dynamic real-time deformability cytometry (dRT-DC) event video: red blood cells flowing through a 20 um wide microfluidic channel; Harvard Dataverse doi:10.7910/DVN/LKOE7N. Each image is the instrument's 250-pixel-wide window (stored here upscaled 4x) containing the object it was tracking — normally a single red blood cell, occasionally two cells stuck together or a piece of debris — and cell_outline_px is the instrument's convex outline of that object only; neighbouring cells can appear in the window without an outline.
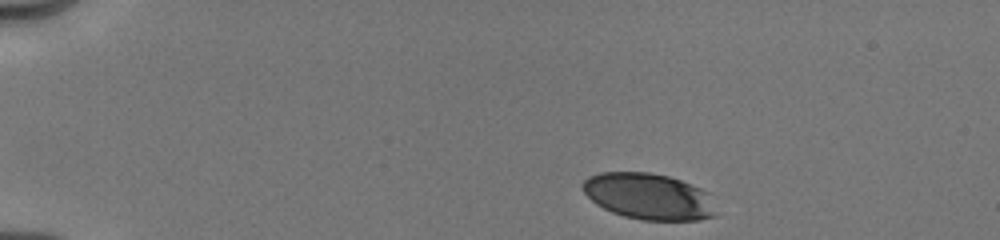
{"species": "human", "species_latin": "Homo sapiens", "temperature_condition": "cold", "stored_images_in_passage": 19, "camera_frame_rate_fps": 3000, "um_per_image_px": 0.085, "donor": {"sex": "male"}, "frame": {"image": 1, "passage_image": 1, "time_ms": 0.0, "image_size_px": [1000, 240], "cell_outline_px": [[716, 216], [700, 220], [640, 220], [624, 216], [612, 212], [596, 204], [580, 188], [580, 184], [588, 176], [600, 172], [648, 172], [668, 176], [692, 184], [708, 192]], "centroid_in_image_um": [55.1, 16.69], "position_along_channel_um": 29.9, "area_um2": 36.01}}
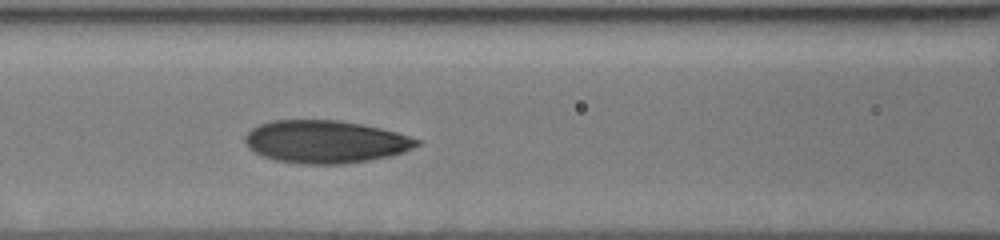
{"frame": {"image": 2, "passage_image": 14, "time_ms": 5.0, "image_size_px": [1000, 240], "cell_outline_px": [[420, 144], [404, 152], [388, 156], [368, 160], [344, 164], [304, 164], [276, 160], [264, 156], [248, 148], [244, 140], [244, 136], [252, 128], [260, 124], [272, 120], [340, 120], [380, 128], [396, 132], [420, 140]], "centroid_in_image_um": [27.64, 12.04], "position_along_channel_um": 139.0, "area_um2": 42.54}}
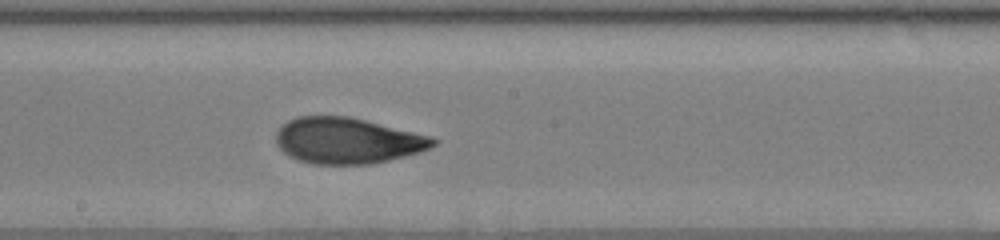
{"frame": {"image": 3, "passage_image": 19, "time_ms": 7.0, "image_size_px": [1000, 240], "cell_outline_px": [[440, 140], [436, 144], [420, 152], [372, 164], [312, 164], [288, 156], [276, 144], [276, 132], [288, 120], [296, 116], [348, 116], [432, 136]], "centroid_in_image_um": [29.53, 11.95], "position_along_channel_um": 218.7, "area_um2": 42.08}}